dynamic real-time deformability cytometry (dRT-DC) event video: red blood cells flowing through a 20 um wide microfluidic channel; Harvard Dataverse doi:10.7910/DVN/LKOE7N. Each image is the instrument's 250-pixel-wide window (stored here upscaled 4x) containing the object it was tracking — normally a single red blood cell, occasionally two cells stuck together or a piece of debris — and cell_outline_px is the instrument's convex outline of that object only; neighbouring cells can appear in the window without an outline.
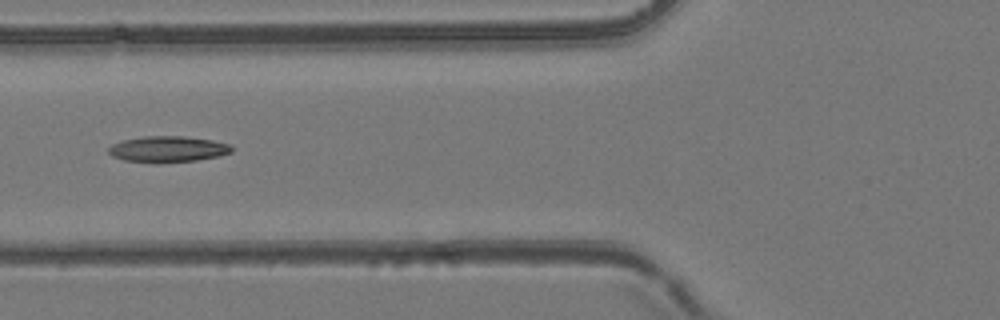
{"species": "common noctule bat (a hibernating species)", "species_latin": "Nyctalus noctula", "temperature_condition": "room temperature", "stored_images_in_passage": 53, "camera_frame_rate_fps": 3000, "um_per_image_px": 0.085, "animal": {"sex": "female", "body_mass_g": 24.6, "forearm_length_mm": 56.2}, "frame": {"image": 1, "passage_image": 21, "time_ms": 6.667, "image_size_px": [1000, 320], "cell_outline_px": [[232, 152], [220, 156], [196, 160], [160, 164], [156, 164], [124, 160], [112, 156], [108, 152], [108, 148], [112, 144], [124, 140], [144, 136], [184, 136], [212, 140], [228, 144], [232, 148]], "centroid_in_image_um": [14.24, 12.69], "position_along_channel_um": 111.6, "area_um2": 18.9}}
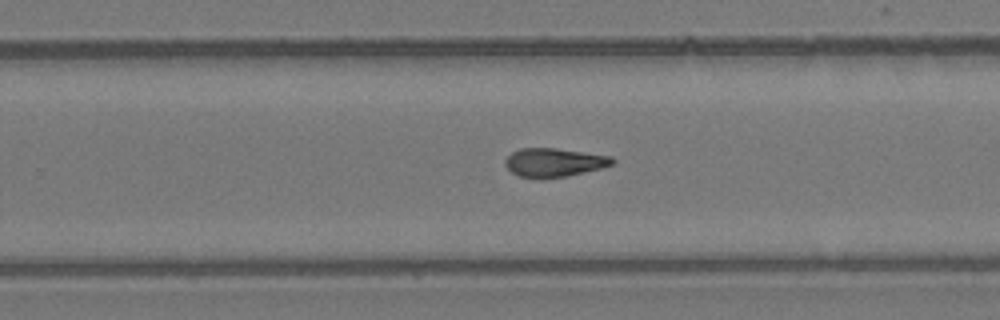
{"frame": {"image": 2, "passage_image": 34, "time_ms": 11.0, "image_size_px": [1000, 320], "cell_outline_px": [[616, 160], [612, 164], [600, 168], [568, 176], [540, 180], [520, 176], [512, 172], [504, 164], [504, 160], [512, 152], [520, 148], [556, 148], [612, 156]], "centroid_in_image_um": [47.08, 13.82], "position_along_channel_um": 282.7, "area_um2": 18.09}}
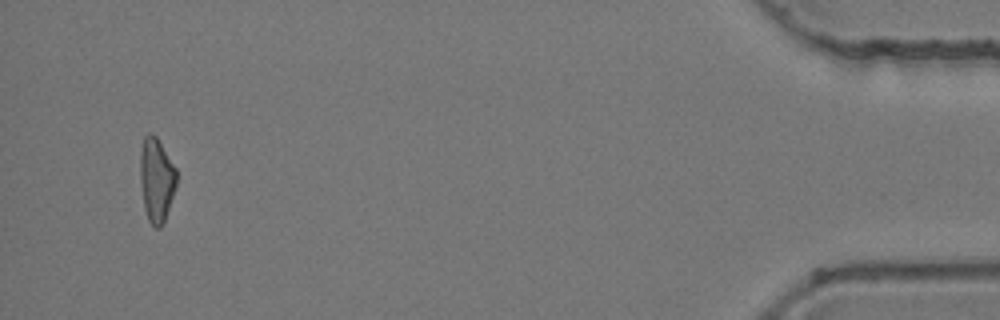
{"frame": {"image": 3, "passage_image": 51, "time_ms": 16.667, "image_size_px": [1000, 320], "cell_outline_px": [[176, 188], [164, 220], [160, 228], [156, 228], [148, 220], [144, 208], [140, 180], [140, 152], [144, 136], [148, 132], [152, 132], [156, 136], [176, 168]], "centroid_in_image_um": [13.29, 15.25], "position_along_channel_um": 421.9, "area_um2": 17.8}, "authors_computed_cell_mechanics": {"area_um2": 18.1492, "velocity_mm_per_s": 3.944, "shape_relaxation_time_tau1_ms": 11.365, "shape_relaxation_time_tau2_ms": 3.6343, "deformation_change_tau1": 0.2413, "deformation_change_tau2": 0.1173}}